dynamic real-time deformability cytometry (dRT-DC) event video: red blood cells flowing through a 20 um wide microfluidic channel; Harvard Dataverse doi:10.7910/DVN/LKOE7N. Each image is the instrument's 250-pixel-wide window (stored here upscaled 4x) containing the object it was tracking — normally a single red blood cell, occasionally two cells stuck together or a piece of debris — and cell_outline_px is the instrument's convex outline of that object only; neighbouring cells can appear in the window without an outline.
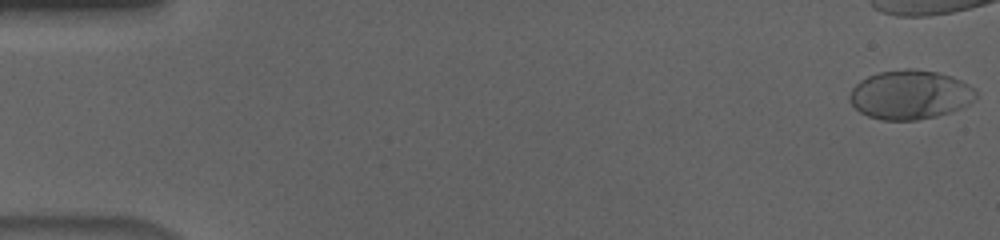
{"species": "human", "species_latin": "Homo sapiens", "temperature_condition": "cold", "stored_images_in_passage": 44, "camera_frame_rate_fps": 3000, "um_per_image_px": 0.085, "donor": {"sex": "male"}, "frame": {"image": 1, "passage_image": 1, "time_ms": 0.0, "image_size_px": [1000, 240], "cell_outline_px": [[976, 100], [960, 108], [936, 116], [916, 120], [880, 120], [868, 116], [860, 112], [852, 104], [848, 96], [852, 88], [860, 80], [868, 76], [880, 72], [908, 68], [912, 68], [936, 72], [952, 76], [976, 88]], "centroid_in_image_um": [77.36, 8.05], "position_along_channel_um": 7.6, "area_um2": 36.18}}